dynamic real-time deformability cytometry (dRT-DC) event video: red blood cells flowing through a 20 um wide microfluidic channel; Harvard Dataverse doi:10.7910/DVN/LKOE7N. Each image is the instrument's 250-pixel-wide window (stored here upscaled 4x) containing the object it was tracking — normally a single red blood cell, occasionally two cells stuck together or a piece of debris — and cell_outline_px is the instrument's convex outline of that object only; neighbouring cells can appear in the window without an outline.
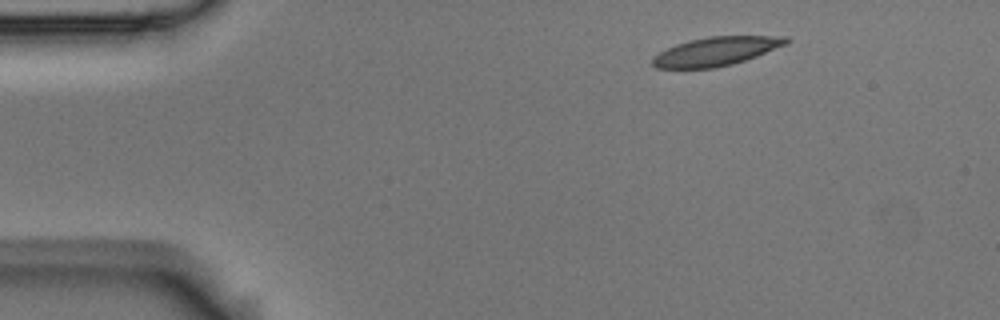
{"species": "Egyptian fruit bat (a non-hibernating species)", "species_latin": "Rousettus aegyptiacus", "temperature_condition": "room temperature", "stored_images_in_passage": 3, "camera_frame_rate_fps": 3000, "um_per_image_px": 0.085, "animal": {"sex": "male"}, "frame": {"image": 1, "passage_image": 1, "time_ms": 0.0, "image_size_px": [1000, 320], "cell_outline_px": [[792, 40], [788, 44], [756, 56], [732, 64], [716, 68], [656, 68], [652, 64], [652, 56], [676, 44], [688, 40], [708, 36], [788, 36]], "centroid_in_image_um": [60.89, 4.35], "position_along_channel_um": 24.1, "area_um2": 22.48}}